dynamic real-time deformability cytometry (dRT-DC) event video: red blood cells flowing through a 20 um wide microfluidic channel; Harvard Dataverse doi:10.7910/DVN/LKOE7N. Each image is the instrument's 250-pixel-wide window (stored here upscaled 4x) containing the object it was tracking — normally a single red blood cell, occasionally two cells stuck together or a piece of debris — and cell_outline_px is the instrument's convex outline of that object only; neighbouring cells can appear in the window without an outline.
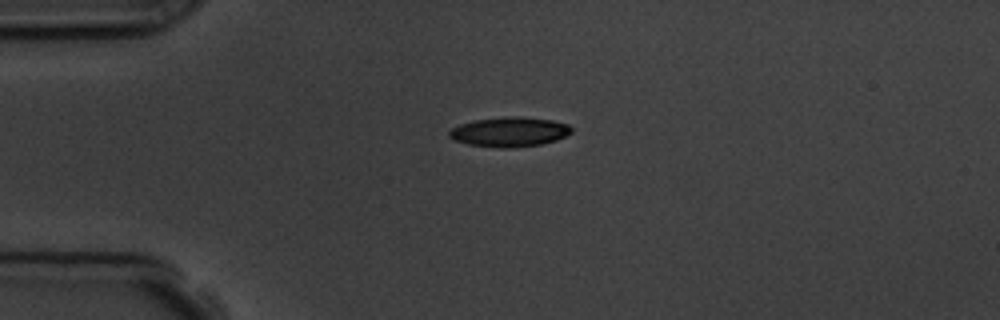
{"species": "common noctule bat (a hibernating species)", "species_latin": "Nyctalus noctula", "temperature_condition": "room temperature", "stored_images_in_passage": 4, "camera_frame_rate_fps": 3000, "um_per_image_px": 0.085, "animal": {"sex": "male", "body_mass_g": 19.5, "forearm_length_mm": 54.6}, "frame": {"image": 1, "passage_image": 3, "time_ms": 2.333, "image_size_px": [1000, 320], "cell_outline_px": [[572, 132], [556, 140], [540, 144], [512, 148], [500, 148], [468, 144], [456, 140], [448, 136], [448, 132], [452, 128], [460, 124], [476, 120], [512, 116], [520, 116], [552, 120], [568, 124], [572, 128]], "centroid_in_image_um": [43.32, 11.21], "position_along_channel_um": 41.7, "area_um2": 20.98}}